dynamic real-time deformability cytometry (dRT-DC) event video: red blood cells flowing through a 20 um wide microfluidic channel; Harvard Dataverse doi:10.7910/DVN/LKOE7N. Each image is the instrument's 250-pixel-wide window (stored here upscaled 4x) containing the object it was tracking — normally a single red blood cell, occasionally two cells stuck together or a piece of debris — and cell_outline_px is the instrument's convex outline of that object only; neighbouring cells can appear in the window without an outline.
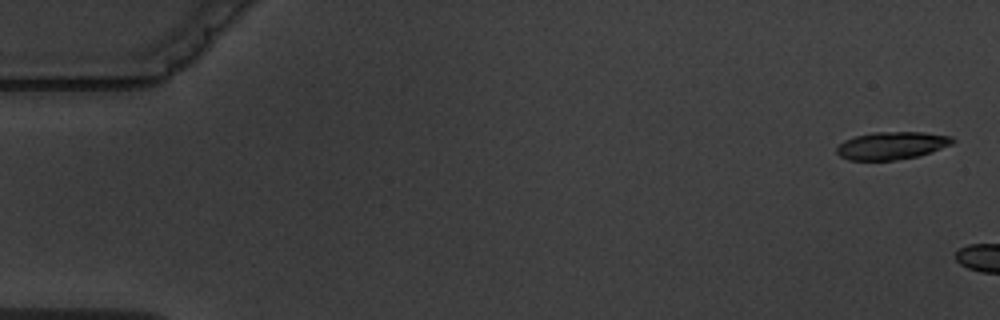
{"species": "common noctule bat (a hibernating species)", "species_latin": "Nyctalus noctula", "temperature_condition": "warm", "stored_images_in_passage": 3, "camera_frame_rate_fps": 3000, "um_per_image_px": 0.085, "animal": {"sex": "male", "body_mass_g": 19.5, "forearm_length_mm": 54.6}, "frame": {"image": 1, "passage_image": 1, "time_ms": 0.0, "image_size_px": [1000, 320], "cell_outline_px": [[956, 140], [952, 144], [932, 152], [920, 156], [896, 160], [848, 160], [840, 156], [836, 152], [836, 148], [844, 140], [856, 136], [872, 132], [924, 132], [952, 136]], "centroid_in_image_um": [75.82, 12.37], "position_along_channel_um": 9.2, "area_um2": 18.84}}